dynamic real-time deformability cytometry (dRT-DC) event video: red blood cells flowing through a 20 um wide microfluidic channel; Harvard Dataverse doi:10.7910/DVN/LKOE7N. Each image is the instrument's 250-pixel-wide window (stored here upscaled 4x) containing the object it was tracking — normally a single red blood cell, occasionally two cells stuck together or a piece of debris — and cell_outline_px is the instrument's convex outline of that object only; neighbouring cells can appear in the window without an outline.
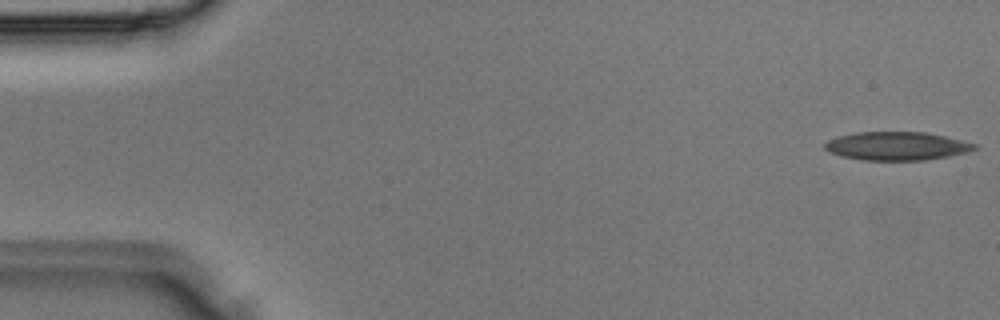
{"species": "Egyptian fruit bat (a non-hibernating species)", "species_latin": "Rousettus aegyptiacus", "temperature_condition": "room temperature", "stored_images_in_passage": 3, "camera_frame_rate_fps": 3000, "um_per_image_px": 0.085, "animal": {"sex": "male"}, "frame": {"image": 1, "passage_image": 1, "time_ms": 0.0, "image_size_px": [1000, 320], "cell_outline_px": [[980, 148], [968, 152], [948, 156], [924, 160], [860, 160], [828, 152], [824, 148], [824, 144], [828, 140], [840, 136], [856, 132], [924, 132], [944, 136], [976, 144]], "centroid_in_image_um": [76.23, 12.41], "position_along_channel_um": 8.8, "area_um2": 24.68}}